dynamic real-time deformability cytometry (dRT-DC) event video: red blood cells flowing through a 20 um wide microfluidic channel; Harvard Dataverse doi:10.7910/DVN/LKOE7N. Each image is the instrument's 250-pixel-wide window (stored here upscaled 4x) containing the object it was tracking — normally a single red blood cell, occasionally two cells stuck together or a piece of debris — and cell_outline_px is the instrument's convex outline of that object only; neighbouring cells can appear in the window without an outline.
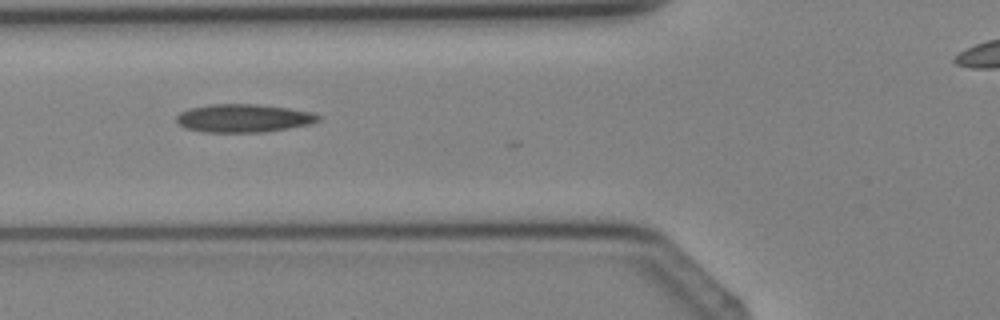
{"species": "Egyptian fruit bat (a non-hibernating species)", "species_latin": "Rousettus aegyptiacus", "temperature_condition": "cold", "stored_images_in_passage": 7, "segment_of_instrument_passage": [1, 2], "camera_frame_rate_fps": 3000, "um_per_image_px": 0.085, "animal": {"sex": "female"}, "frame": {"image": 1, "passage_image": 5, "time_ms": 5.0, "image_size_px": [1000, 320], "cell_outline_px": [[324, 116], [320, 120], [312, 124], [264, 132], [204, 132], [184, 128], [176, 124], [176, 116], [180, 112], [188, 108], [212, 104], [256, 104], [288, 108], [312, 112]], "centroid_in_image_um": [20.7, 10.05], "position_along_channel_um": 105.1, "area_um2": 23.58}}
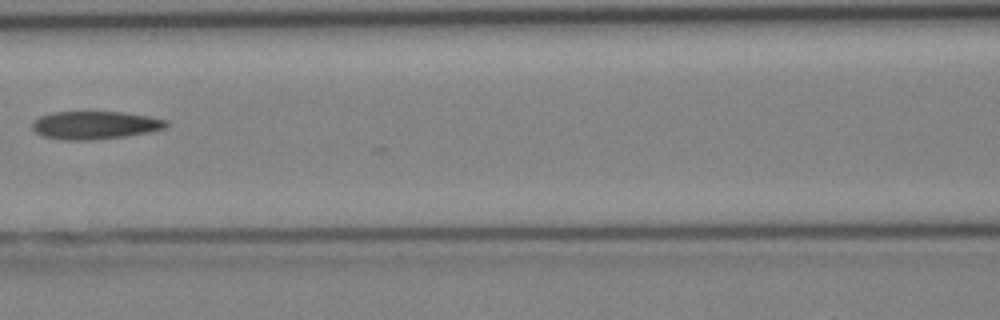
{"frame": {"image": 2, "passage_image": 6, "time_ms": 6.0, "image_size_px": [1000, 320], "cell_outline_px": [[168, 128], [148, 132], [124, 136], [92, 140], [60, 140], [40, 136], [32, 128], [32, 124], [40, 116], [52, 112], [120, 112], [148, 116], [168, 120]], "centroid_in_image_um": [8.07, 10.64], "position_along_channel_um": 158.5, "area_um2": 21.91}}